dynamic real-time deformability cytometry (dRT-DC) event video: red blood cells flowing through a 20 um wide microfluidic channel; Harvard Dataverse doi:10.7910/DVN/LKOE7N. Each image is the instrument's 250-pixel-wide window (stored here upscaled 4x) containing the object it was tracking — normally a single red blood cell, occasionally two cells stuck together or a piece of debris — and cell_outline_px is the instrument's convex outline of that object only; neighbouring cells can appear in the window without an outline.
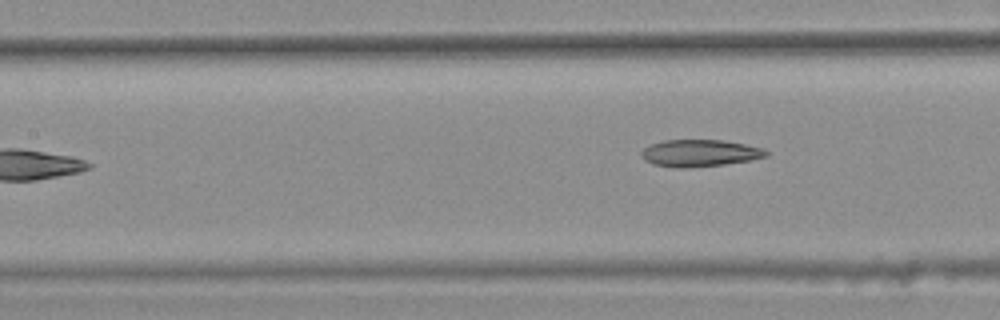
{"species": "common noctule bat (a hibernating species)", "species_latin": "Nyctalus noctula", "temperature_condition": "warm", "stored_images_in_passage": 8, "camera_frame_rate_fps": 3000, "um_per_image_px": 0.085, "animal": {"sex": "female", "body_mass_g": 25.1}, "frame": {"image": 1, "passage_image": 8, "time_ms": 2.333, "image_size_px": [1000, 320], "cell_outline_px": [[768, 156], [752, 160], [724, 164], [684, 168], [680, 168], [652, 164], [644, 160], [640, 156], [640, 152], [644, 148], [652, 144], [664, 140], [724, 140], [764, 148], [768, 152]], "centroid_in_image_um": [59.48, 13.01], "position_along_channel_um": 147.9, "area_um2": 19.65}}